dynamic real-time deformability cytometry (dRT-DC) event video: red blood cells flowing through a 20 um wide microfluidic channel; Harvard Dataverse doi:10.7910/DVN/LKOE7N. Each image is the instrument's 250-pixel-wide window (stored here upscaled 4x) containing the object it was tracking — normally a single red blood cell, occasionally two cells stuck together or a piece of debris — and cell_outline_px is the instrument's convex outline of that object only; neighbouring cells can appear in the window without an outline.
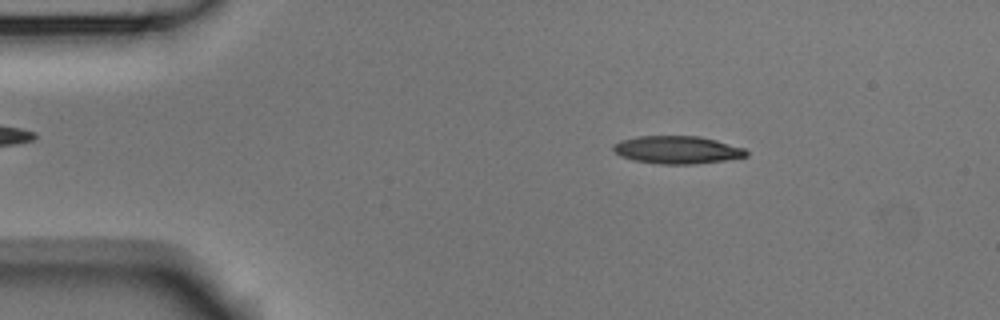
{"species": "Egyptian fruit bat (a non-hibernating species)", "species_latin": "Rousettus aegyptiacus", "temperature_condition": "room temperature", "stored_images_in_passage": 53, "camera_frame_rate_fps": 3000, "um_per_image_px": 0.085, "animal": {"sex": "male"}, "frame": {"image": 1, "passage_image": 8, "time_ms": 2.333, "image_size_px": [1000, 320], "cell_outline_px": [[748, 156], [724, 160], [692, 164], [660, 164], [636, 160], [620, 156], [612, 148], [620, 140], [640, 136], [700, 136], [716, 140], [744, 148], [748, 152]], "centroid_in_image_um": [57.58, 12.73], "position_along_channel_um": 27.4, "area_um2": 21.27}}
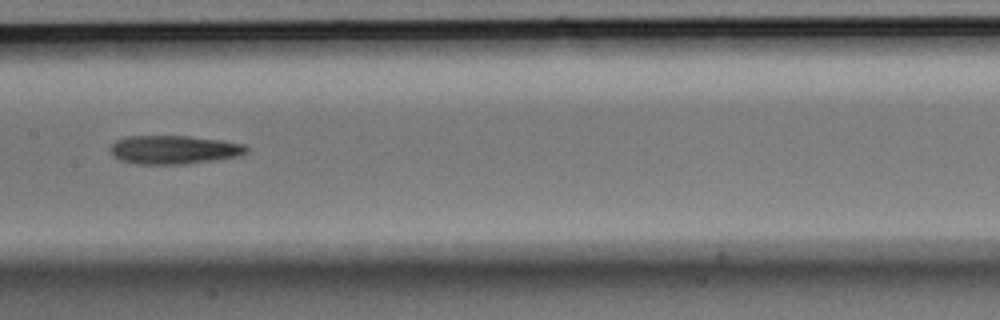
{"frame": {"image": 2, "passage_image": 26, "time_ms": 8.333, "image_size_px": [1000, 320], "cell_outline_px": [[248, 152], [240, 156], [216, 160], [188, 164], [136, 164], [120, 160], [112, 156], [108, 148], [116, 140], [128, 136], [188, 136], [224, 140], [244, 144], [248, 148]], "centroid_in_image_um": [14.79, 12.73], "position_along_channel_um": 192.6, "area_um2": 23.06}}
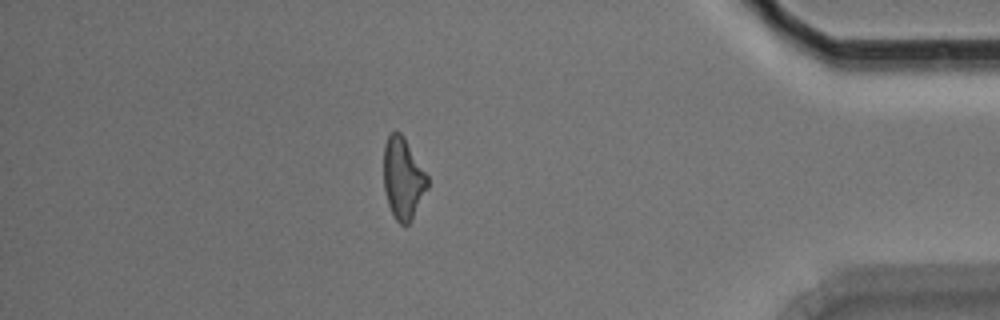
{"frame": {"image": 3, "passage_image": 46, "time_ms": 15.0, "image_size_px": [1000, 320], "cell_outline_px": [[428, 188], [412, 220], [408, 224], [400, 224], [396, 220], [388, 204], [384, 188], [384, 144], [388, 136], [392, 132], [400, 132], [404, 136], [428, 176]], "centroid_in_image_um": [34.26, 15.16], "position_along_channel_um": 400.9, "area_um2": 20.81}, "authors_computed_cell_mechanics": {"area_um2": 21.7906, "velocity_mm_per_s": 3.7113, "shape_relaxation_time_tau1_ms": 7.0734, "shape_relaxation_time_tau2_ms": null, "deformation_change_tau1": 0.1819, "deformation_change_tau2": null}}